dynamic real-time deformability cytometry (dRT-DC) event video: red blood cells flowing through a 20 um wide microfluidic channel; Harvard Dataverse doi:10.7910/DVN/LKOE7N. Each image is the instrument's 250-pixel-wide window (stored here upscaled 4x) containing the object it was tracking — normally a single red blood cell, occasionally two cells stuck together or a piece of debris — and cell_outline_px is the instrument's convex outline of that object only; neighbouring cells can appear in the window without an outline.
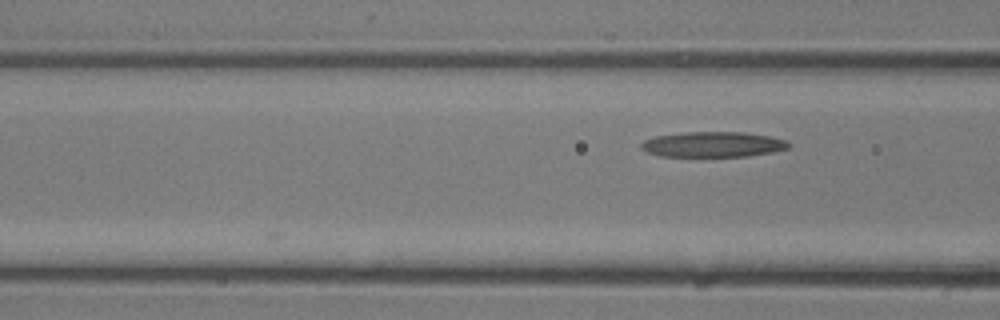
{"species": "common noctule bat (a hibernating species)", "species_latin": "Nyctalus noctula", "temperature_condition": "room temperature", "stored_images_in_passage": 6, "camera_frame_rate_fps": 3000, "um_per_image_px": 0.085, "animal": {"sex": "male", "body_mass_g": 13.3}, "frame": {"image": 1, "passage_image": 6, "time_ms": 1.667, "image_size_px": [1000, 320], "cell_outline_px": [[792, 144], [788, 148], [772, 152], [748, 156], [660, 156], [648, 152], [640, 148], [640, 144], [644, 140], [656, 136], [684, 132], [744, 132], [768, 136], [788, 140]], "centroid_in_image_um": [60.62, 12.27], "position_along_channel_um": 106.0, "area_um2": 21.79}}